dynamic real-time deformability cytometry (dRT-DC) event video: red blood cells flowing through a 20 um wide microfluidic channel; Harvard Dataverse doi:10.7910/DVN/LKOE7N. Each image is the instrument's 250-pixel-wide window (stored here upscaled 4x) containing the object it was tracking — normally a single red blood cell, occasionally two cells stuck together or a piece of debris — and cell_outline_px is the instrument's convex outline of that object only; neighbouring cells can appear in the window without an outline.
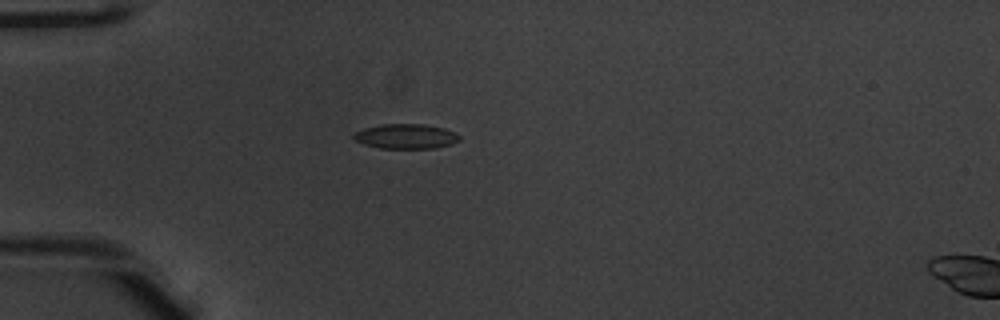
{"species": "common noctule bat (a hibernating species)", "species_latin": "Nyctalus noctula", "temperature_condition": "warm", "stored_images_in_passage": 38, "camera_frame_rate_fps": 3000, "um_per_image_px": 0.085, "animal": {"sex": "male", "body_mass_g": 20.1, "forearm_length_mm": 53.5}, "frame": {"image": 1, "passage_image": 1, "time_ms": 0.0, "image_size_px": [1000, 320], "cell_outline_px": [[460, 140], [452, 144], [436, 148], [380, 148], [364, 144], [356, 140], [352, 136], [356, 132], [364, 128], [380, 124], [424, 124], [444, 128], [460, 136]], "centroid_in_image_um": [34.51, 11.59], "position_along_channel_um": 50.5, "area_um2": 15.2}}
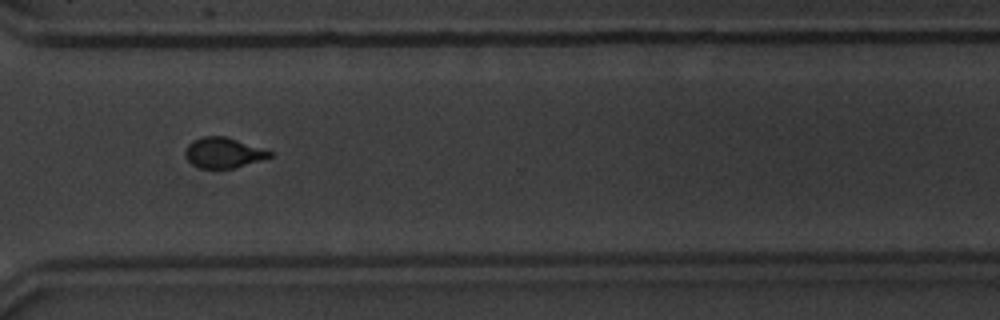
{"frame": {"image": 2, "passage_image": 25, "time_ms": 8.0, "image_size_px": [1000, 320], "cell_outline_px": [[272, 156], [260, 160], [232, 168], [200, 168], [192, 164], [184, 156], [184, 152], [188, 144], [192, 140], [204, 136], [224, 136], [264, 148], [272, 152]], "centroid_in_image_um": [18.96, 12.97], "position_along_channel_um": 351.6, "area_um2": 14.85}}
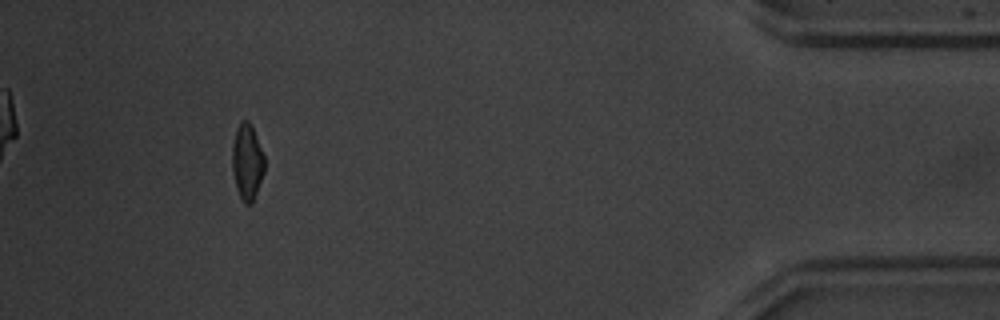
{"frame": {"image": 3, "passage_image": 34, "time_ms": 11.0, "image_size_px": [1000, 320], "cell_outline_px": [[264, 172], [252, 204], [244, 204], [236, 188], [232, 172], [232, 144], [236, 128], [240, 120], [248, 120], [252, 124], [264, 156]], "centroid_in_image_um": [20.99, 13.73], "position_along_channel_um": 414.2, "area_um2": 14.51}, "authors_computed_cell_mechanics": {"area_um2": 15.1725, "velocity_mm_per_s": 3.9465, "shape_relaxation_time_tau1_ms": 3.9568, "shape_relaxation_time_tau2_ms": 0.8507, "deformation_change_tau1": 0.1447, "deformation_change_tau2": 0.0494}}